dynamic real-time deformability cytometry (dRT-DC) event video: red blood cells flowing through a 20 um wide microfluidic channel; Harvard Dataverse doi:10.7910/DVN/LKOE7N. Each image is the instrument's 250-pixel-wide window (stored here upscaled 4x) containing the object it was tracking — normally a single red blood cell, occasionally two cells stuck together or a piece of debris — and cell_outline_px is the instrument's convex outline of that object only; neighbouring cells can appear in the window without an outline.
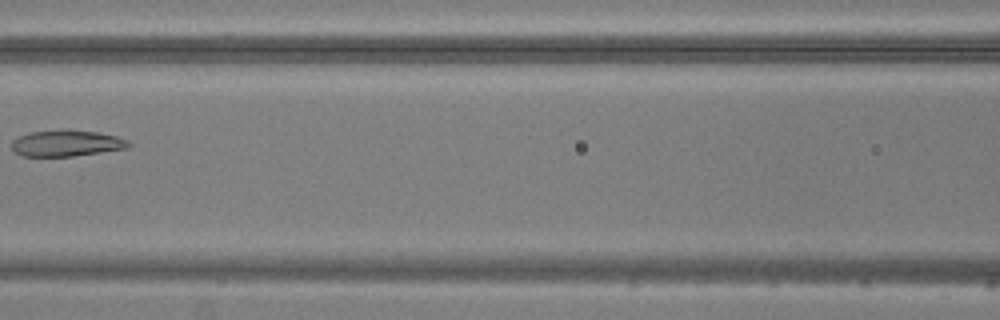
{"species": "common noctule bat (a hibernating species)", "species_latin": "Nyctalus noctula", "temperature_condition": "warm", "stored_images_in_passage": 6, "camera_frame_rate_fps": 3000, "um_per_image_px": 0.085, "animal": {"sex": "male", "body_mass_g": 20.5, "forearm_length_mm": 52.5}, "frame": {"image": 1, "passage_image": 6, "time_ms": 7.333, "image_size_px": [1000, 320], "cell_outline_px": [[132, 144], [128, 148], [72, 156], [20, 156], [12, 148], [12, 140], [28, 132], [60, 128], [68, 128], [96, 132], [116, 136], [128, 140]], "centroid_in_image_um": [5.64, 12.15], "position_along_channel_um": 161.0, "area_um2": 18.21}}